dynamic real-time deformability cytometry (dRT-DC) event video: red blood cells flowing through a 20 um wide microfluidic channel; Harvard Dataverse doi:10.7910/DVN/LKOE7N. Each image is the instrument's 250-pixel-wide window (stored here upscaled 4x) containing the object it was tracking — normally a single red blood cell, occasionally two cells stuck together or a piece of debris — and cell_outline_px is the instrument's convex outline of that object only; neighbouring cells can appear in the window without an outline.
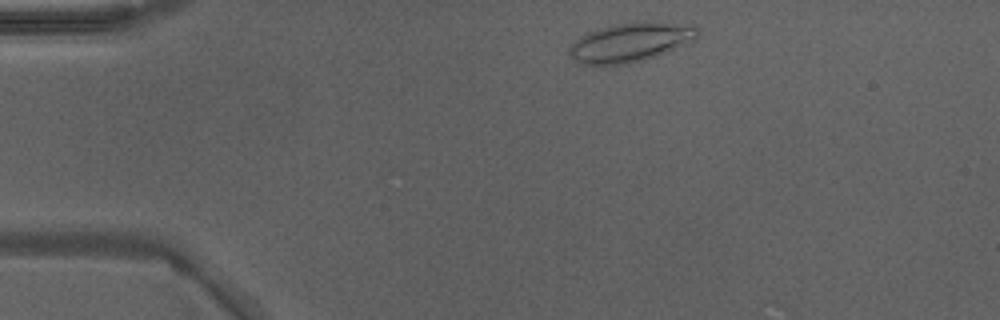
{"species": "Egyptian fruit bat (a non-hibernating species)", "species_latin": "Rousettus aegyptiacus", "temperature_condition": "warm", "stored_images_in_passage": 34, "camera_frame_rate_fps": 3000, "um_per_image_px": 0.085, "animal": {"sex": "male"}, "frame": {"image": 1, "passage_image": 2, "time_ms": 0.333, "image_size_px": [1000, 320], "cell_outline_px": [[700, 36], [656, 56], [644, 60], [628, 64], [600, 68], [580, 64], [568, 56], [568, 48], [580, 36], [588, 32], [600, 28], [616, 24], [648, 20], [656, 20], [696, 24], [700, 28]], "centroid_in_image_um": [53.58, 3.6], "position_along_channel_um": 31.4, "area_um2": 30.35}}
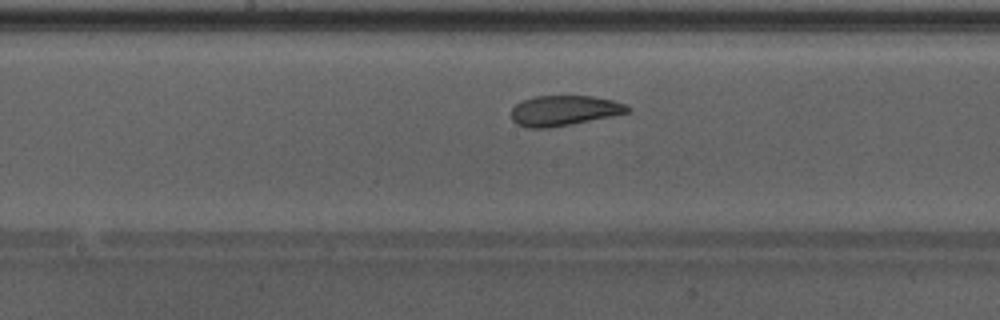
{"frame": {"image": 2, "passage_image": 18, "time_ms": 5.667, "image_size_px": [1000, 320], "cell_outline_px": [[632, 108], [628, 112], [612, 116], [548, 128], [528, 128], [516, 124], [512, 120], [512, 108], [516, 104], [532, 96], [592, 96], [612, 100], [624, 104]], "centroid_in_image_um": [47.92, 9.4], "position_along_channel_um": 200.3, "area_um2": 20.35}}
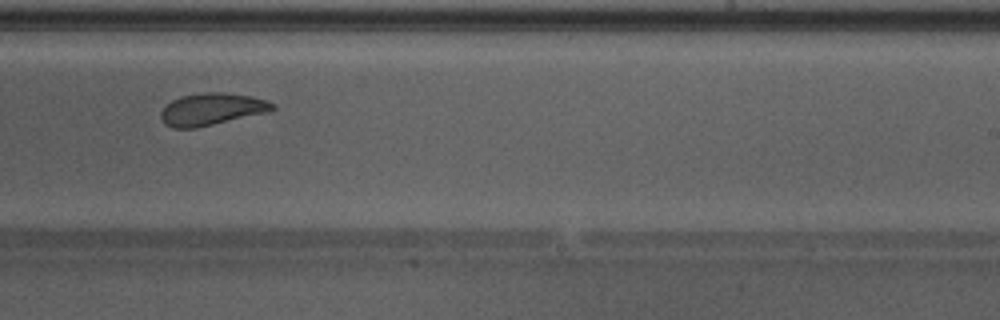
{"frame": {"image": 3, "passage_image": 23, "time_ms": 7.333, "image_size_px": [1000, 320], "cell_outline_px": [[276, 108], [268, 112], [196, 128], [172, 128], [164, 124], [160, 116], [160, 112], [172, 100], [180, 96], [208, 92], [220, 92], [252, 96], [268, 100], [276, 104]], "centroid_in_image_um": [18.01, 9.28], "position_along_channel_um": 271.0, "area_um2": 20.92}, "authors_computed_cell_mechanics": {"area_um2": 21.5305, "velocity_mm_per_s": 4.2716, "shape_relaxation_time_tau1_ms": 4.3899, "shape_relaxation_time_tau2_ms": 1.7949, "deformation_change_tau1": 0.1306, "deformation_change_tau2": 0.0763}}